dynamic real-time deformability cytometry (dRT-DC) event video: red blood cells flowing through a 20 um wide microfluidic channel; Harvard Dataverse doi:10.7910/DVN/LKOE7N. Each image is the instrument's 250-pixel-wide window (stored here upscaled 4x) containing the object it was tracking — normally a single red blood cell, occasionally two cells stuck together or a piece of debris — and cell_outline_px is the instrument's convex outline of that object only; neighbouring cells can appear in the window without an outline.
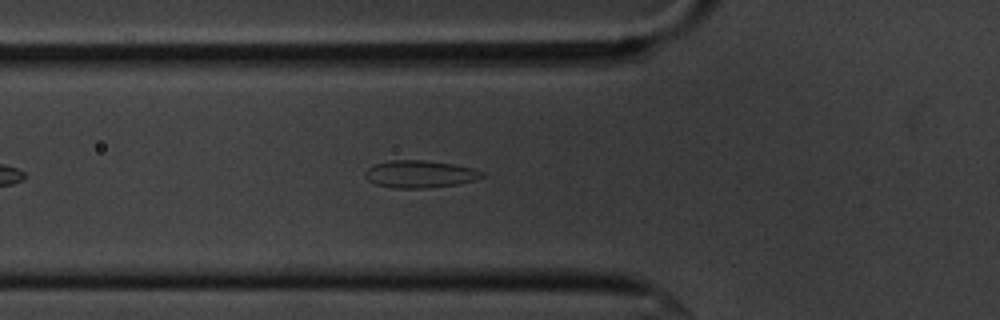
{"species": "common noctule bat (a hibernating species)", "species_latin": "Nyctalus noctula", "temperature_condition": "cold", "stored_images_in_passage": 46, "camera_frame_rate_fps": 3000, "um_per_image_px": 0.085, "animal": {"sex": "male", "body_mass_g": 20.1, "forearm_length_mm": 53.5}, "frame": {"image": 1, "passage_image": 9, "time_ms": 2.667, "image_size_px": [1000, 320], "cell_outline_px": [[484, 176], [476, 180], [456, 184], [428, 188], [392, 188], [376, 184], [368, 180], [364, 176], [364, 172], [372, 164], [388, 160], [424, 160], [452, 164], [472, 168], [484, 172]], "centroid_in_image_um": [35.65, 14.79], "position_along_channel_um": 90.1, "area_um2": 18.73}}
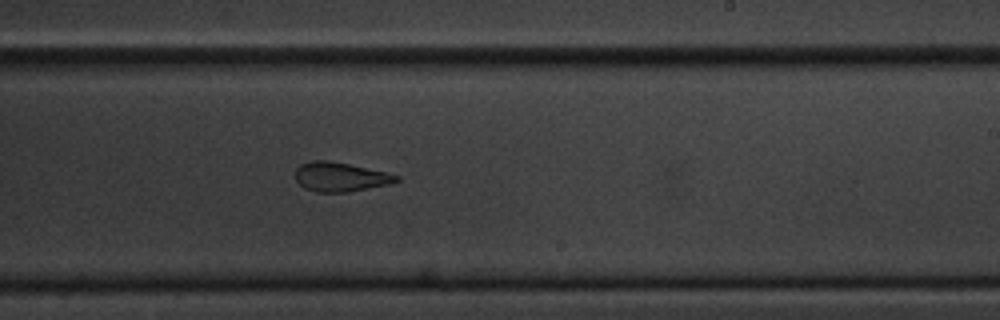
{"frame": {"image": 2, "passage_image": 23, "time_ms": 7.333, "image_size_px": [1000, 320], "cell_outline_px": [[400, 180], [392, 184], [348, 192], [316, 192], [304, 188], [296, 180], [296, 168], [300, 164], [312, 160], [328, 160], [388, 172], [400, 176]], "centroid_in_image_um": [28.96, 15.04], "position_along_channel_um": 260.0, "area_um2": 17.4}}
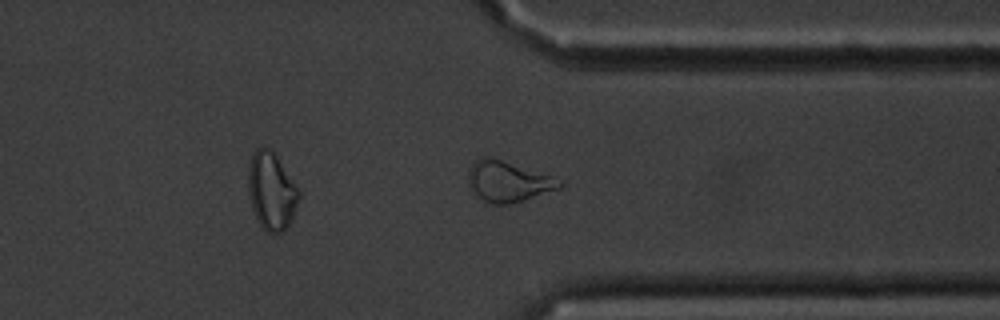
{"frame": {"image": 3, "passage_image": 32, "time_ms": 10.333, "image_size_px": [1000, 320], "cell_outline_px": [[564, 184], [560, 188], [508, 204], [492, 204], [476, 196], [472, 188], [468, 176], [468, 172], [472, 164], [480, 156], [488, 156], [552, 176], [564, 180]], "centroid_in_image_um": [43.19, 15.41], "position_along_channel_um": 368.2, "area_um2": 21.21}, "authors_computed_cell_mechanics": {"area_um2": 18.785, "velocity_mm_per_s": 3.6312, "shape_relaxation_time_tau1_ms": null, "shape_relaxation_time_tau2_ms": 3.3767, "deformation_change_tau1": null, "deformation_change_tau2": 0.0915}}